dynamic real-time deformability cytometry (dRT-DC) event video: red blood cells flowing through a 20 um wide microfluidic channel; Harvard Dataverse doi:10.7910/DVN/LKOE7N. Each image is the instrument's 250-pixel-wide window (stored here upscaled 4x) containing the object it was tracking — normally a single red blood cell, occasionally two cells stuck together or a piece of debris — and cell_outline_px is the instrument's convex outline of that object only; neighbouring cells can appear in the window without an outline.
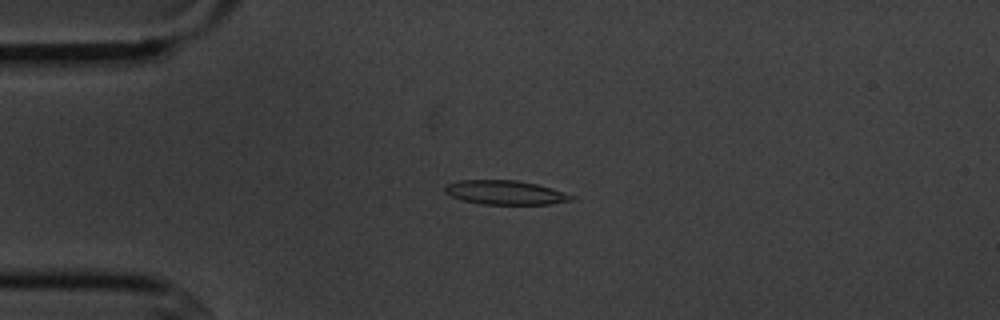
{"species": "common noctule bat (a hibernating species)", "species_latin": "Nyctalus noctula", "temperature_condition": "cold", "stored_images_in_passage": 4, "camera_frame_rate_fps": 3000, "um_per_image_px": 0.085, "animal": {"sex": "male", "body_mass_g": 20.1, "forearm_length_mm": 53.5}, "frame": {"image": 1, "passage_image": 3, "time_ms": 3.333, "image_size_px": [1000, 320], "cell_outline_px": [[576, 200], [548, 204], [484, 204], [460, 200], [444, 192], [444, 188], [448, 184], [460, 180], [516, 180], [536, 184], [552, 188], [576, 196]], "centroid_in_image_um": [42.98, 16.37], "position_along_channel_um": 42.0, "area_um2": 17.8}}